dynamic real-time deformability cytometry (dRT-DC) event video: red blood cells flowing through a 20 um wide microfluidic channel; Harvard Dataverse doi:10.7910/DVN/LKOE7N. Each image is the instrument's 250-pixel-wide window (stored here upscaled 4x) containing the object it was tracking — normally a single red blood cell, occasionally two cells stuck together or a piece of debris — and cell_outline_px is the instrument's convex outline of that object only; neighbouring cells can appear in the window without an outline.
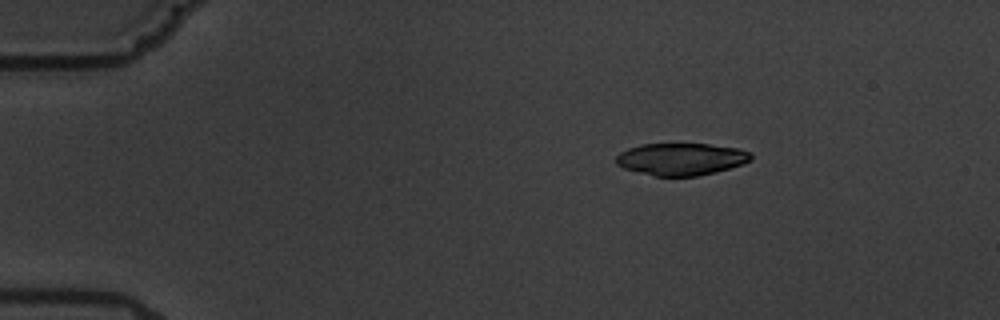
{"species": "common noctule bat (a hibernating species)", "species_latin": "Nyctalus noctula", "temperature_condition": "warm", "stored_images_in_passage": 3, "camera_frame_rate_fps": 3000, "um_per_image_px": 0.085, "animal": {"sex": "male", "body_mass_g": 19.5, "forearm_length_mm": 54.6}, "frame": {"image": 1, "passage_image": 1, "time_ms": 0.0, "image_size_px": [1000, 320], "cell_outline_px": [[752, 160], [744, 164], [716, 172], [696, 176], [656, 176], [624, 168], [616, 164], [616, 156], [620, 152], [628, 148], [644, 144], [708, 144], [740, 148], [748, 152], [752, 156]], "centroid_in_image_um": [57.92, 13.52], "position_along_channel_um": 27.1, "area_um2": 25.26}}